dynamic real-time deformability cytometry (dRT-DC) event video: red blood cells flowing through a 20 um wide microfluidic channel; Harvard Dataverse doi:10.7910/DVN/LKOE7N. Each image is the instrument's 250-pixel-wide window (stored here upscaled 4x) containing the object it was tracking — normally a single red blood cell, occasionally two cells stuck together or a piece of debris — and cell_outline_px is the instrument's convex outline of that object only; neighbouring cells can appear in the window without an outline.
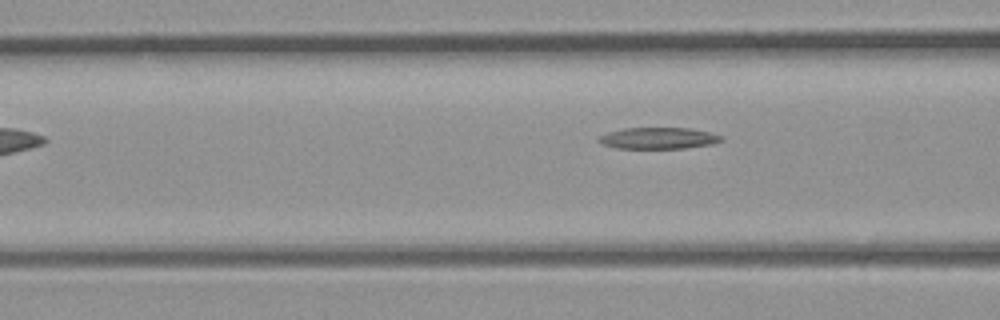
{"species": "common noctule bat (a hibernating species)", "species_latin": "Nyctalus noctula", "temperature_condition": "room temperature", "stored_images_in_passage": 4, "camera_frame_rate_fps": 3000, "um_per_image_px": 0.085, "animal": {"sex": "male", "body_mass_g": 23.1, "forearm_length_mm": 52.7}, "frame": {"image": 1, "passage_image": 3, "time_ms": 0.667, "image_size_px": [1000, 320], "cell_outline_px": [[724, 140], [712, 144], [684, 148], [616, 148], [600, 144], [596, 140], [600, 136], [608, 132], [624, 128], [688, 128], [708, 132], [720, 136]], "centroid_in_image_um": [55.91, 11.75], "position_along_channel_um": 110.7, "area_um2": 15.2}}